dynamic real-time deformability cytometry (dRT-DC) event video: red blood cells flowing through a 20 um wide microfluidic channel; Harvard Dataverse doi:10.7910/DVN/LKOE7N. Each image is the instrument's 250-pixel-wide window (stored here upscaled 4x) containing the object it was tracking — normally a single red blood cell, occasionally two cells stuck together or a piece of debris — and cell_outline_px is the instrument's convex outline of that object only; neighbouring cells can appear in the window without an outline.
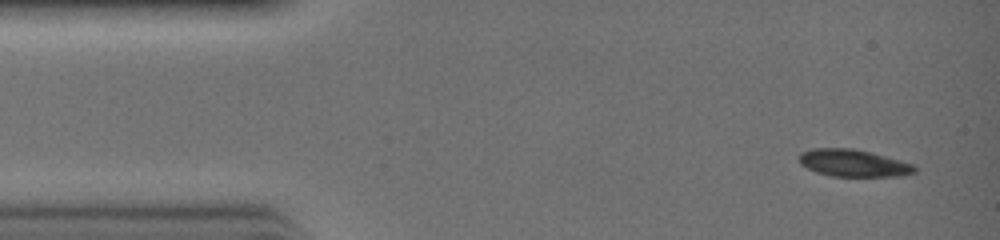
{"species": "common noctule bat (a hibernating species)", "species_latin": "Nyctalus noctula", "temperature_condition": "warm", "stored_images_in_passage": 30, "camera_frame_rate_fps": 3000, "um_per_image_px": 0.085, "animal": {"sex": "female", "body_mass_g": 19.0, "forearm_length_mm": 51.5}, "frame": {"image": 1, "passage_image": 1, "time_ms": 0.0, "image_size_px": [1000, 240], "cell_outline_px": [[916, 172], [896, 176], [832, 176], [816, 172], [800, 164], [800, 152], [812, 148], [852, 148], [900, 160], [912, 164], [916, 168]], "centroid_in_image_um": [72.5, 13.86], "position_along_channel_um": 12.5, "area_um2": 18.03}}
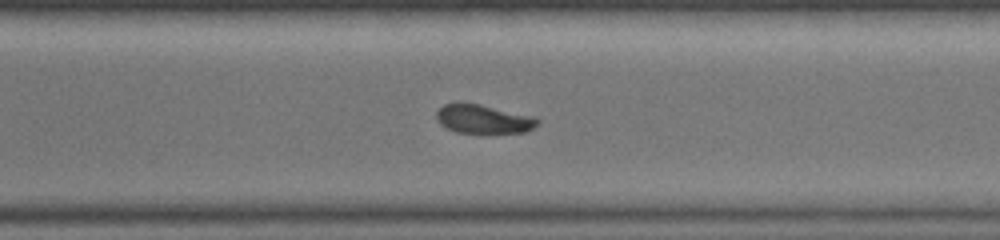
{"frame": {"image": 2, "passage_image": 21, "time_ms": 6.667, "image_size_px": [1000, 240], "cell_outline_px": [[540, 124], [524, 132], [456, 132], [440, 124], [436, 120], [436, 112], [444, 104], [460, 100], [480, 104], [536, 116], [540, 120]], "centroid_in_image_um": [41.08, 10.07], "position_along_channel_um": 329.5, "area_um2": 17.28}}
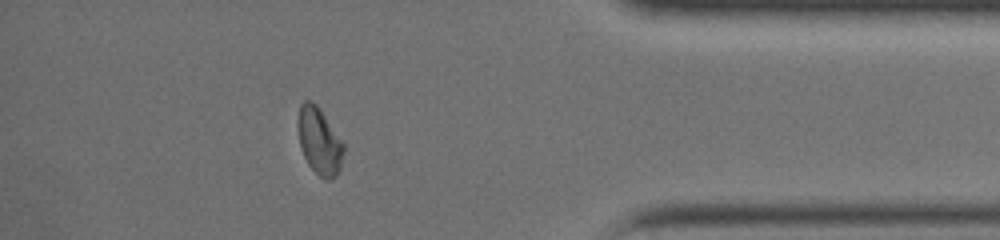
{"frame": {"image": 3, "passage_image": 26, "time_ms": 8.333, "image_size_px": [1000, 240], "cell_outline_px": [[344, 152], [340, 168], [336, 176], [332, 180], [324, 180], [308, 164], [300, 148], [296, 124], [300, 104], [304, 100], [312, 100], [316, 104], [344, 144]], "centroid_in_image_um": [27.12, 11.99], "position_along_channel_um": 408.1, "area_um2": 17.92}}